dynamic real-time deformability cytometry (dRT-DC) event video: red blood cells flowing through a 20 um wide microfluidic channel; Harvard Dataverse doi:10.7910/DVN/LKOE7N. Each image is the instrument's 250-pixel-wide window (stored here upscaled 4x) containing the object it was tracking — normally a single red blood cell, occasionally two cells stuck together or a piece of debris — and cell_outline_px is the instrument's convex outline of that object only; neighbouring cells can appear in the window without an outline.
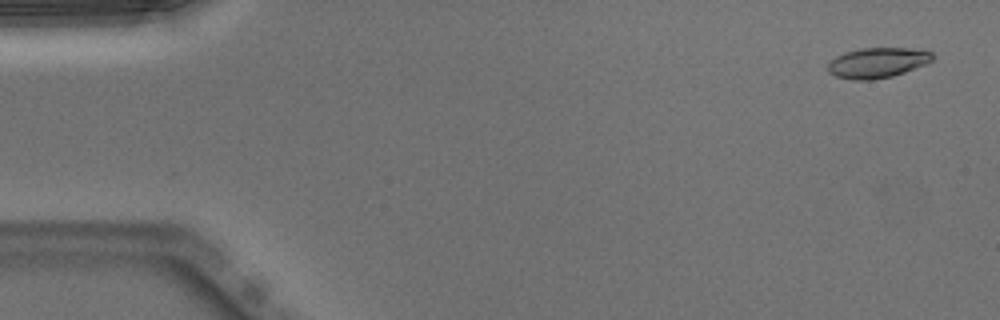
{"species": "Egyptian fruit bat (a non-hibernating species)", "species_latin": "Rousettus aegyptiacus", "temperature_condition": "warm", "stored_images_in_passage": 51, "camera_frame_rate_fps": 3000, "um_per_image_px": 0.085, "animal": {"sex": "male"}, "frame": {"image": 1, "passage_image": 3, "time_ms": 0.667, "image_size_px": [1000, 320], "cell_outline_px": [[932, 60], [924, 64], [904, 72], [892, 76], [872, 80], [852, 80], [836, 76], [828, 72], [828, 64], [836, 56], [844, 52], [860, 48], [924, 48], [932, 52]], "centroid_in_image_um": [74.58, 5.32], "position_along_channel_um": 10.4, "area_um2": 18.5}}
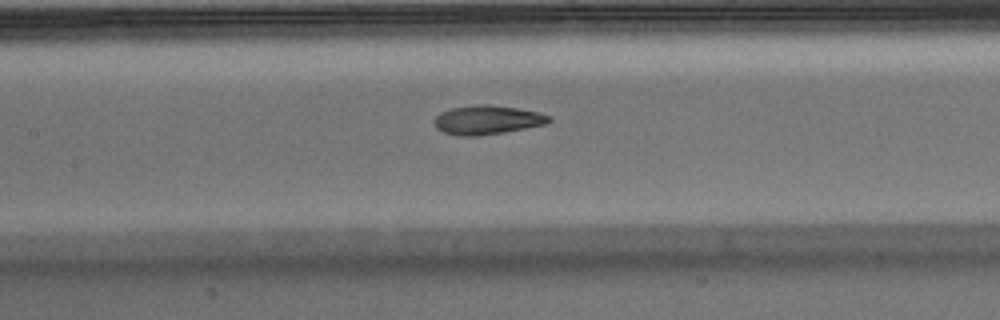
{"frame": {"image": 2, "passage_image": 24, "time_ms": 7.667, "image_size_px": [1000, 320], "cell_outline_px": [[552, 120], [544, 124], [504, 132], [480, 136], [460, 136], [444, 132], [436, 128], [432, 124], [432, 120], [440, 112], [452, 108], [472, 104], [488, 104], [516, 108], [540, 112], [552, 116]], "centroid_in_image_um": [41.38, 10.18], "position_along_channel_um": 166.0, "area_um2": 19.59}}
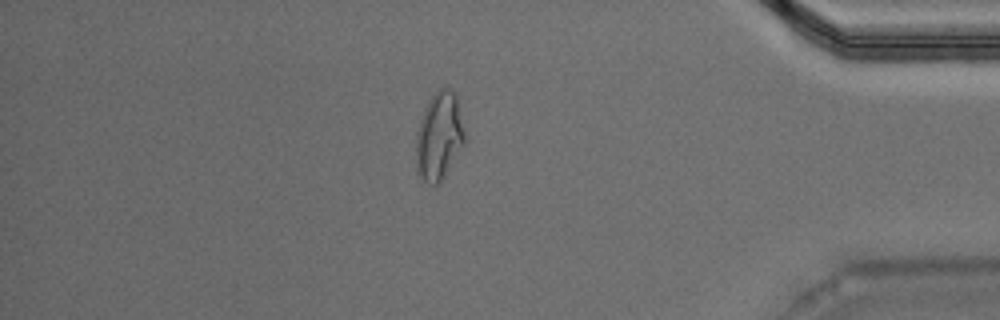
{"frame": {"image": 3, "passage_image": 44, "time_ms": 14.333, "image_size_px": [1000, 320], "cell_outline_px": [[464, 144], [444, 176], [436, 184], [432, 184], [424, 180], [416, 172], [416, 132], [424, 108], [428, 100], [440, 88], [448, 88], [456, 96], [464, 132]], "centroid_in_image_um": [37.29, 11.58], "position_along_channel_um": 397.9, "area_um2": 24.45}, "authors_computed_cell_mechanics": {"area_um2": 19.074, "velocity_mm_per_s": 3.9878, "shape_relaxation_time_tau1_ms": null, "shape_relaxation_time_tau2_ms": 2.364, "deformation_change_tau1": null, "deformation_change_tau2": 0.0669}}